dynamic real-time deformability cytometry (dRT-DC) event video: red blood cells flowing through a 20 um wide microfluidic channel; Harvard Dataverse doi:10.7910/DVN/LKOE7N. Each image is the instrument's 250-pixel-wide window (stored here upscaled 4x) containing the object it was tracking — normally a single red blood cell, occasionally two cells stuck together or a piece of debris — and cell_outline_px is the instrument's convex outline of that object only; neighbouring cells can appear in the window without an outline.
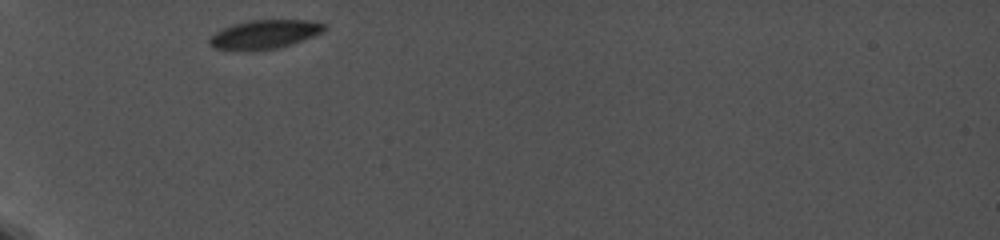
{"species": "common noctule bat (a hibernating species)", "species_latin": "Nyctalus noctula", "temperature_condition": "cold", "stored_images_in_passage": 8, "camera_frame_rate_fps": 5000, "um_per_image_px": 0.085, "animal": {"sex": "female", "body_mass_g": 19.0, "forearm_length_mm": 56.7}, "frame": {"image": 1, "passage_image": 1, "time_ms": 0.0, "image_size_px": [1000, 240], "cell_outline_px": [[328, 28], [324, 32], [276, 48], [252, 52], [216, 48], [208, 44], [208, 40], [216, 32], [232, 24], [252, 20], [308, 20], [328, 24]], "centroid_in_image_um": [22.49, 2.92], "position_along_channel_um": 62.5, "area_um2": 19.31}}
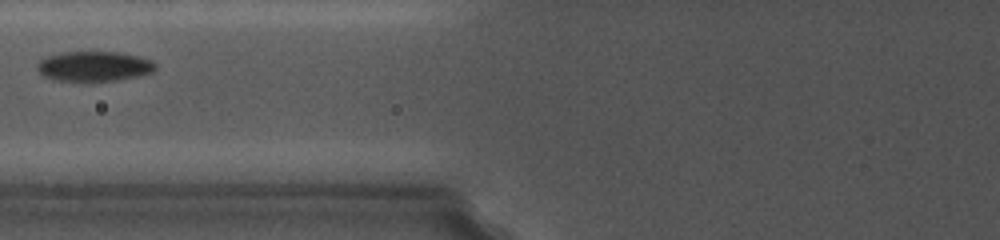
{"frame": {"image": 2, "passage_image": 3, "time_ms": 2.0, "image_size_px": [1000, 240], "cell_outline_px": [[156, 68], [152, 72], [140, 76], [120, 80], [88, 84], [52, 80], [44, 76], [36, 68], [36, 64], [40, 60], [48, 56], [64, 52], [120, 52], [152, 60], [156, 64]], "centroid_in_image_um": [7.98, 5.69], "position_along_channel_um": 117.8, "area_um2": 21.5}}